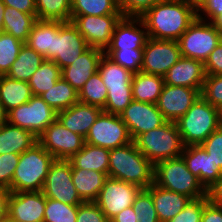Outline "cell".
<instances>
[{"label":"cell","instance_id":"obj_1","mask_svg":"<svg viewBox=\"0 0 222 222\" xmlns=\"http://www.w3.org/2000/svg\"><path fill=\"white\" fill-rule=\"evenodd\" d=\"M140 18L149 38L178 40L197 18V12L181 0H163Z\"/></svg>","mask_w":222,"mask_h":222},{"label":"cell","instance_id":"obj_2","mask_svg":"<svg viewBox=\"0 0 222 222\" xmlns=\"http://www.w3.org/2000/svg\"><path fill=\"white\" fill-rule=\"evenodd\" d=\"M108 176L147 189L154 183V164L132 141L124 146L110 149Z\"/></svg>","mask_w":222,"mask_h":222},{"label":"cell","instance_id":"obj_3","mask_svg":"<svg viewBox=\"0 0 222 222\" xmlns=\"http://www.w3.org/2000/svg\"><path fill=\"white\" fill-rule=\"evenodd\" d=\"M55 158L38 142L20 154L12 177V192L42 191Z\"/></svg>","mask_w":222,"mask_h":222},{"label":"cell","instance_id":"obj_4","mask_svg":"<svg viewBox=\"0 0 222 222\" xmlns=\"http://www.w3.org/2000/svg\"><path fill=\"white\" fill-rule=\"evenodd\" d=\"M133 142L153 164L178 158L185 148L178 127L173 121H166L163 125L138 135Z\"/></svg>","mask_w":222,"mask_h":222},{"label":"cell","instance_id":"obj_5","mask_svg":"<svg viewBox=\"0 0 222 222\" xmlns=\"http://www.w3.org/2000/svg\"><path fill=\"white\" fill-rule=\"evenodd\" d=\"M154 184L183 194L191 200L207 196V190L198 177L190 172L181 156L154 164Z\"/></svg>","mask_w":222,"mask_h":222},{"label":"cell","instance_id":"obj_6","mask_svg":"<svg viewBox=\"0 0 222 222\" xmlns=\"http://www.w3.org/2000/svg\"><path fill=\"white\" fill-rule=\"evenodd\" d=\"M98 72L107 88V100L104 112L120 115L133 100V73L103 54Z\"/></svg>","mask_w":222,"mask_h":222},{"label":"cell","instance_id":"obj_7","mask_svg":"<svg viewBox=\"0 0 222 222\" xmlns=\"http://www.w3.org/2000/svg\"><path fill=\"white\" fill-rule=\"evenodd\" d=\"M175 123L185 146L201 145L220 127L218 108L212 106L200 95L185 115Z\"/></svg>","mask_w":222,"mask_h":222},{"label":"cell","instance_id":"obj_8","mask_svg":"<svg viewBox=\"0 0 222 222\" xmlns=\"http://www.w3.org/2000/svg\"><path fill=\"white\" fill-rule=\"evenodd\" d=\"M177 41L181 56L205 62L220 44L221 36L209 21L197 17Z\"/></svg>","mask_w":222,"mask_h":222},{"label":"cell","instance_id":"obj_9","mask_svg":"<svg viewBox=\"0 0 222 222\" xmlns=\"http://www.w3.org/2000/svg\"><path fill=\"white\" fill-rule=\"evenodd\" d=\"M56 119L57 112L40 96L34 95L27 103L8 111L6 115L7 123L29 130L36 137Z\"/></svg>","mask_w":222,"mask_h":222},{"label":"cell","instance_id":"obj_10","mask_svg":"<svg viewBox=\"0 0 222 222\" xmlns=\"http://www.w3.org/2000/svg\"><path fill=\"white\" fill-rule=\"evenodd\" d=\"M132 141L127 125L122 121L120 115L104 111L99 114L85 137V143L109 150L124 146Z\"/></svg>","mask_w":222,"mask_h":222},{"label":"cell","instance_id":"obj_11","mask_svg":"<svg viewBox=\"0 0 222 222\" xmlns=\"http://www.w3.org/2000/svg\"><path fill=\"white\" fill-rule=\"evenodd\" d=\"M42 192L46 198L65 204L80 205L84 202L73 184L69 160L55 159L49 168Z\"/></svg>","mask_w":222,"mask_h":222},{"label":"cell","instance_id":"obj_12","mask_svg":"<svg viewBox=\"0 0 222 222\" xmlns=\"http://www.w3.org/2000/svg\"><path fill=\"white\" fill-rule=\"evenodd\" d=\"M180 58L177 40L148 38L143 48L141 72L164 77Z\"/></svg>","mask_w":222,"mask_h":222},{"label":"cell","instance_id":"obj_13","mask_svg":"<svg viewBox=\"0 0 222 222\" xmlns=\"http://www.w3.org/2000/svg\"><path fill=\"white\" fill-rule=\"evenodd\" d=\"M37 140L55 159L63 160L70 159L85 144L82 135L73 133L57 119L37 137Z\"/></svg>","mask_w":222,"mask_h":222},{"label":"cell","instance_id":"obj_14","mask_svg":"<svg viewBox=\"0 0 222 222\" xmlns=\"http://www.w3.org/2000/svg\"><path fill=\"white\" fill-rule=\"evenodd\" d=\"M141 190L142 188L135 184L108 176L98 198L94 202L106 217L111 220L120 211L132 206Z\"/></svg>","mask_w":222,"mask_h":222},{"label":"cell","instance_id":"obj_15","mask_svg":"<svg viewBox=\"0 0 222 222\" xmlns=\"http://www.w3.org/2000/svg\"><path fill=\"white\" fill-rule=\"evenodd\" d=\"M122 17L123 15L71 16V22L85 38L89 47L105 51L111 43L115 27Z\"/></svg>","mask_w":222,"mask_h":222},{"label":"cell","instance_id":"obj_16","mask_svg":"<svg viewBox=\"0 0 222 222\" xmlns=\"http://www.w3.org/2000/svg\"><path fill=\"white\" fill-rule=\"evenodd\" d=\"M88 48L85 38L72 22L56 21L53 61L61 69L74 63Z\"/></svg>","mask_w":222,"mask_h":222},{"label":"cell","instance_id":"obj_17","mask_svg":"<svg viewBox=\"0 0 222 222\" xmlns=\"http://www.w3.org/2000/svg\"><path fill=\"white\" fill-rule=\"evenodd\" d=\"M134 140L138 135L163 125L167 120L156 104L132 100L120 114Z\"/></svg>","mask_w":222,"mask_h":222},{"label":"cell","instance_id":"obj_18","mask_svg":"<svg viewBox=\"0 0 222 222\" xmlns=\"http://www.w3.org/2000/svg\"><path fill=\"white\" fill-rule=\"evenodd\" d=\"M199 96L197 89L164 84L156 105L167 121L175 122L185 115Z\"/></svg>","mask_w":222,"mask_h":222},{"label":"cell","instance_id":"obj_19","mask_svg":"<svg viewBox=\"0 0 222 222\" xmlns=\"http://www.w3.org/2000/svg\"><path fill=\"white\" fill-rule=\"evenodd\" d=\"M46 197L39 192H10L8 216L17 222H44Z\"/></svg>","mask_w":222,"mask_h":222},{"label":"cell","instance_id":"obj_20","mask_svg":"<svg viewBox=\"0 0 222 222\" xmlns=\"http://www.w3.org/2000/svg\"><path fill=\"white\" fill-rule=\"evenodd\" d=\"M181 157L190 172L198 177L206 190L211 188L222 177V169L216 166L201 145L185 146Z\"/></svg>","mask_w":222,"mask_h":222},{"label":"cell","instance_id":"obj_21","mask_svg":"<svg viewBox=\"0 0 222 222\" xmlns=\"http://www.w3.org/2000/svg\"><path fill=\"white\" fill-rule=\"evenodd\" d=\"M148 33L140 17H125L117 23L106 50L143 49Z\"/></svg>","mask_w":222,"mask_h":222},{"label":"cell","instance_id":"obj_22","mask_svg":"<svg viewBox=\"0 0 222 222\" xmlns=\"http://www.w3.org/2000/svg\"><path fill=\"white\" fill-rule=\"evenodd\" d=\"M205 78L204 62L181 56L165 74L164 84L189 87L201 93Z\"/></svg>","mask_w":222,"mask_h":222},{"label":"cell","instance_id":"obj_23","mask_svg":"<svg viewBox=\"0 0 222 222\" xmlns=\"http://www.w3.org/2000/svg\"><path fill=\"white\" fill-rule=\"evenodd\" d=\"M103 54V50L89 47L74 63L61 69V78L79 92L90 77L98 71Z\"/></svg>","mask_w":222,"mask_h":222},{"label":"cell","instance_id":"obj_24","mask_svg":"<svg viewBox=\"0 0 222 222\" xmlns=\"http://www.w3.org/2000/svg\"><path fill=\"white\" fill-rule=\"evenodd\" d=\"M102 111L100 107L78 101L68 109L58 112L57 120L73 133L85 138Z\"/></svg>","mask_w":222,"mask_h":222},{"label":"cell","instance_id":"obj_25","mask_svg":"<svg viewBox=\"0 0 222 222\" xmlns=\"http://www.w3.org/2000/svg\"><path fill=\"white\" fill-rule=\"evenodd\" d=\"M147 190L151 193L160 222H168L184 209L191 200L189 197L161 188L154 183Z\"/></svg>","mask_w":222,"mask_h":222},{"label":"cell","instance_id":"obj_26","mask_svg":"<svg viewBox=\"0 0 222 222\" xmlns=\"http://www.w3.org/2000/svg\"><path fill=\"white\" fill-rule=\"evenodd\" d=\"M37 142V137L29 130L7 122L0 125V154H22Z\"/></svg>","mask_w":222,"mask_h":222},{"label":"cell","instance_id":"obj_27","mask_svg":"<svg viewBox=\"0 0 222 222\" xmlns=\"http://www.w3.org/2000/svg\"><path fill=\"white\" fill-rule=\"evenodd\" d=\"M56 21L37 20L25 44L41 54L45 60H54Z\"/></svg>","mask_w":222,"mask_h":222},{"label":"cell","instance_id":"obj_28","mask_svg":"<svg viewBox=\"0 0 222 222\" xmlns=\"http://www.w3.org/2000/svg\"><path fill=\"white\" fill-rule=\"evenodd\" d=\"M32 96L27 81H19L7 75H0V103L6 113L27 103Z\"/></svg>","mask_w":222,"mask_h":222},{"label":"cell","instance_id":"obj_29","mask_svg":"<svg viewBox=\"0 0 222 222\" xmlns=\"http://www.w3.org/2000/svg\"><path fill=\"white\" fill-rule=\"evenodd\" d=\"M109 152L107 148L84 144L70 159L72 168H82L105 173L108 176Z\"/></svg>","mask_w":222,"mask_h":222},{"label":"cell","instance_id":"obj_30","mask_svg":"<svg viewBox=\"0 0 222 222\" xmlns=\"http://www.w3.org/2000/svg\"><path fill=\"white\" fill-rule=\"evenodd\" d=\"M108 176L105 173L72 168V181L80 198L85 201H95Z\"/></svg>","mask_w":222,"mask_h":222},{"label":"cell","instance_id":"obj_31","mask_svg":"<svg viewBox=\"0 0 222 222\" xmlns=\"http://www.w3.org/2000/svg\"><path fill=\"white\" fill-rule=\"evenodd\" d=\"M164 85V77L143 72L132 77L133 100L157 104Z\"/></svg>","mask_w":222,"mask_h":222},{"label":"cell","instance_id":"obj_32","mask_svg":"<svg viewBox=\"0 0 222 222\" xmlns=\"http://www.w3.org/2000/svg\"><path fill=\"white\" fill-rule=\"evenodd\" d=\"M44 61L45 58L41 54L24 43L17 59L6 75L19 81L28 82Z\"/></svg>","mask_w":222,"mask_h":222},{"label":"cell","instance_id":"obj_33","mask_svg":"<svg viewBox=\"0 0 222 222\" xmlns=\"http://www.w3.org/2000/svg\"><path fill=\"white\" fill-rule=\"evenodd\" d=\"M36 21L37 14H27L15 8L6 6L3 32L11 34L19 41L26 43Z\"/></svg>","mask_w":222,"mask_h":222},{"label":"cell","instance_id":"obj_34","mask_svg":"<svg viewBox=\"0 0 222 222\" xmlns=\"http://www.w3.org/2000/svg\"><path fill=\"white\" fill-rule=\"evenodd\" d=\"M40 97L57 113L79 101L78 92L63 78Z\"/></svg>","mask_w":222,"mask_h":222},{"label":"cell","instance_id":"obj_35","mask_svg":"<svg viewBox=\"0 0 222 222\" xmlns=\"http://www.w3.org/2000/svg\"><path fill=\"white\" fill-rule=\"evenodd\" d=\"M61 76V68L54 61L45 60L28 81L32 95L40 96L47 92Z\"/></svg>","mask_w":222,"mask_h":222},{"label":"cell","instance_id":"obj_36","mask_svg":"<svg viewBox=\"0 0 222 222\" xmlns=\"http://www.w3.org/2000/svg\"><path fill=\"white\" fill-rule=\"evenodd\" d=\"M122 15L118 0H71V16Z\"/></svg>","mask_w":222,"mask_h":222},{"label":"cell","instance_id":"obj_37","mask_svg":"<svg viewBox=\"0 0 222 222\" xmlns=\"http://www.w3.org/2000/svg\"><path fill=\"white\" fill-rule=\"evenodd\" d=\"M37 20L71 22V0H35Z\"/></svg>","mask_w":222,"mask_h":222},{"label":"cell","instance_id":"obj_38","mask_svg":"<svg viewBox=\"0 0 222 222\" xmlns=\"http://www.w3.org/2000/svg\"><path fill=\"white\" fill-rule=\"evenodd\" d=\"M107 91L108 90L97 71L78 92V99L79 102L95 105L103 109L107 100Z\"/></svg>","mask_w":222,"mask_h":222},{"label":"cell","instance_id":"obj_39","mask_svg":"<svg viewBox=\"0 0 222 222\" xmlns=\"http://www.w3.org/2000/svg\"><path fill=\"white\" fill-rule=\"evenodd\" d=\"M78 205L46 198L44 222H76Z\"/></svg>","mask_w":222,"mask_h":222},{"label":"cell","instance_id":"obj_40","mask_svg":"<svg viewBox=\"0 0 222 222\" xmlns=\"http://www.w3.org/2000/svg\"><path fill=\"white\" fill-rule=\"evenodd\" d=\"M23 42L11 34L0 33V75H6L17 59Z\"/></svg>","mask_w":222,"mask_h":222},{"label":"cell","instance_id":"obj_41","mask_svg":"<svg viewBox=\"0 0 222 222\" xmlns=\"http://www.w3.org/2000/svg\"><path fill=\"white\" fill-rule=\"evenodd\" d=\"M104 54L133 74L141 72L143 49L105 50Z\"/></svg>","mask_w":222,"mask_h":222},{"label":"cell","instance_id":"obj_42","mask_svg":"<svg viewBox=\"0 0 222 222\" xmlns=\"http://www.w3.org/2000/svg\"><path fill=\"white\" fill-rule=\"evenodd\" d=\"M132 207L136 213V222H160L152 195L147 189H142L138 193Z\"/></svg>","mask_w":222,"mask_h":222},{"label":"cell","instance_id":"obj_43","mask_svg":"<svg viewBox=\"0 0 222 222\" xmlns=\"http://www.w3.org/2000/svg\"><path fill=\"white\" fill-rule=\"evenodd\" d=\"M200 95L212 106L222 105V75H206Z\"/></svg>","mask_w":222,"mask_h":222},{"label":"cell","instance_id":"obj_44","mask_svg":"<svg viewBox=\"0 0 222 222\" xmlns=\"http://www.w3.org/2000/svg\"><path fill=\"white\" fill-rule=\"evenodd\" d=\"M208 202V196L190 200L184 209L168 222H201L204 206Z\"/></svg>","mask_w":222,"mask_h":222},{"label":"cell","instance_id":"obj_45","mask_svg":"<svg viewBox=\"0 0 222 222\" xmlns=\"http://www.w3.org/2000/svg\"><path fill=\"white\" fill-rule=\"evenodd\" d=\"M20 154H0V187L12 192V177L19 162Z\"/></svg>","mask_w":222,"mask_h":222},{"label":"cell","instance_id":"obj_46","mask_svg":"<svg viewBox=\"0 0 222 222\" xmlns=\"http://www.w3.org/2000/svg\"><path fill=\"white\" fill-rule=\"evenodd\" d=\"M163 0H118L119 9L125 17H141L152 6Z\"/></svg>","mask_w":222,"mask_h":222},{"label":"cell","instance_id":"obj_47","mask_svg":"<svg viewBox=\"0 0 222 222\" xmlns=\"http://www.w3.org/2000/svg\"><path fill=\"white\" fill-rule=\"evenodd\" d=\"M210 158L222 169V127L217 128L207 139L201 144Z\"/></svg>","mask_w":222,"mask_h":222},{"label":"cell","instance_id":"obj_48","mask_svg":"<svg viewBox=\"0 0 222 222\" xmlns=\"http://www.w3.org/2000/svg\"><path fill=\"white\" fill-rule=\"evenodd\" d=\"M76 222H110L94 201H85L78 205Z\"/></svg>","mask_w":222,"mask_h":222},{"label":"cell","instance_id":"obj_49","mask_svg":"<svg viewBox=\"0 0 222 222\" xmlns=\"http://www.w3.org/2000/svg\"><path fill=\"white\" fill-rule=\"evenodd\" d=\"M204 66L206 75H222V42L209 54Z\"/></svg>","mask_w":222,"mask_h":222},{"label":"cell","instance_id":"obj_50","mask_svg":"<svg viewBox=\"0 0 222 222\" xmlns=\"http://www.w3.org/2000/svg\"><path fill=\"white\" fill-rule=\"evenodd\" d=\"M222 10V0H207L197 12V17L211 22Z\"/></svg>","mask_w":222,"mask_h":222},{"label":"cell","instance_id":"obj_51","mask_svg":"<svg viewBox=\"0 0 222 222\" xmlns=\"http://www.w3.org/2000/svg\"><path fill=\"white\" fill-rule=\"evenodd\" d=\"M201 222H222V207L216 206L209 201L204 206Z\"/></svg>","mask_w":222,"mask_h":222},{"label":"cell","instance_id":"obj_52","mask_svg":"<svg viewBox=\"0 0 222 222\" xmlns=\"http://www.w3.org/2000/svg\"><path fill=\"white\" fill-rule=\"evenodd\" d=\"M5 6L15 8L27 14H36L35 0H2Z\"/></svg>","mask_w":222,"mask_h":222},{"label":"cell","instance_id":"obj_53","mask_svg":"<svg viewBox=\"0 0 222 222\" xmlns=\"http://www.w3.org/2000/svg\"><path fill=\"white\" fill-rule=\"evenodd\" d=\"M209 201L219 207H222V177L207 190Z\"/></svg>","mask_w":222,"mask_h":222},{"label":"cell","instance_id":"obj_54","mask_svg":"<svg viewBox=\"0 0 222 222\" xmlns=\"http://www.w3.org/2000/svg\"><path fill=\"white\" fill-rule=\"evenodd\" d=\"M110 222H136V213L133 207H127L115 215Z\"/></svg>","mask_w":222,"mask_h":222},{"label":"cell","instance_id":"obj_55","mask_svg":"<svg viewBox=\"0 0 222 222\" xmlns=\"http://www.w3.org/2000/svg\"><path fill=\"white\" fill-rule=\"evenodd\" d=\"M10 190L0 187V221L8 216V199Z\"/></svg>","mask_w":222,"mask_h":222},{"label":"cell","instance_id":"obj_56","mask_svg":"<svg viewBox=\"0 0 222 222\" xmlns=\"http://www.w3.org/2000/svg\"><path fill=\"white\" fill-rule=\"evenodd\" d=\"M186 5L192 7L196 12H198L207 0H181Z\"/></svg>","mask_w":222,"mask_h":222},{"label":"cell","instance_id":"obj_57","mask_svg":"<svg viewBox=\"0 0 222 222\" xmlns=\"http://www.w3.org/2000/svg\"><path fill=\"white\" fill-rule=\"evenodd\" d=\"M220 33L222 32V10L211 22H210Z\"/></svg>","mask_w":222,"mask_h":222},{"label":"cell","instance_id":"obj_58","mask_svg":"<svg viewBox=\"0 0 222 222\" xmlns=\"http://www.w3.org/2000/svg\"><path fill=\"white\" fill-rule=\"evenodd\" d=\"M5 9H6L5 4L2 2V0H0V33L3 32L4 12H5Z\"/></svg>","mask_w":222,"mask_h":222},{"label":"cell","instance_id":"obj_59","mask_svg":"<svg viewBox=\"0 0 222 222\" xmlns=\"http://www.w3.org/2000/svg\"><path fill=\"white\" fill-rule=\"evenodd\" d=\"M6 115L7 113L5 112L2 104L0 103V125L6 123Z\"/></svg>","mask_w":222,"mask_h":222},{"label":"cell","instance_id":"obj_60","mask_svg":"<svg viewBox=\"0 0 222 222\" xmlns=\"http://www.w3.org/2000/svg\"><path fill=\"white\" fill-rule=\"evenodd\" d=\"M218 115H219L220 126L222 127V105L218 107Z\"/></svg>","mask_w":222,"mask_h":222},{"label":"cell","instance_id":"obj_61","mask_svg":"<svg viewBox=\"0 0 222 222\" xmlns=\"http://www.w3.org/2000/svg\"><path fill=\"white\" fill-rule=\"evenodd\" d=\"M0 222H17L13 219H11L9 216H7L6 218H3Z\"/></svg>","mask_w":222,"mask_h":222}]
</instances>
